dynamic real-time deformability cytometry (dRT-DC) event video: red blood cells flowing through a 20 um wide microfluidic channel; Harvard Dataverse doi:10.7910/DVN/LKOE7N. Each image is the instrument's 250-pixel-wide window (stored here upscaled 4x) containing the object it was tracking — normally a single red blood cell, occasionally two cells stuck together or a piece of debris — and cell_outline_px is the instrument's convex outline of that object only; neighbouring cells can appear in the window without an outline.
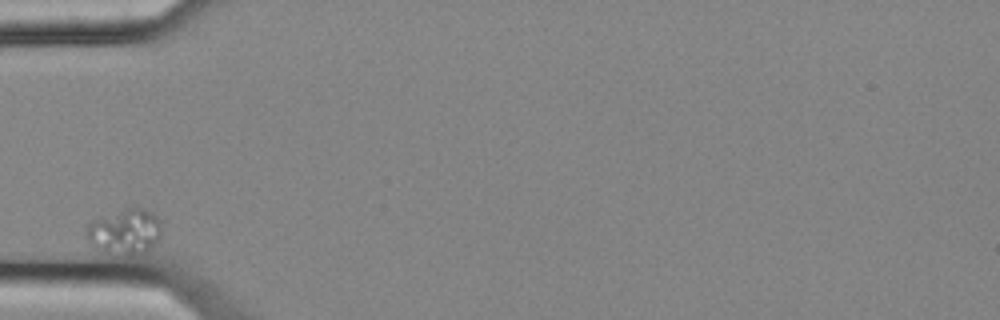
{"species": "common noctule bat (a hibernating species)", "species_latin": "Nyctalus noctula", "temperature_condition": "cold", "stored_images_in_passage": 3, "camera_frame_rate_fps": 3000, "um_per_image_px": 0.085, "animal": {"sex": "female", "body_mass_g": 25.1}, "frame": {"image": 1, "passage_image": 1, "time_ms": 0.0, "image_size_px": [1000, 320], "cell_outline_px": [[164, 232], [156, 244], [152, 248], [144, 252], [128, 256], [124, 256], [108, 252], [92, 244], [88, 240], [88, 224], [92, 220], [132, 208], [144, 208], [152, 212], [160, 220]], "centroid_in_image_um": [10.72, 19.71], "position_along_channel_um": 74.3, "area_um2": 19.65}}
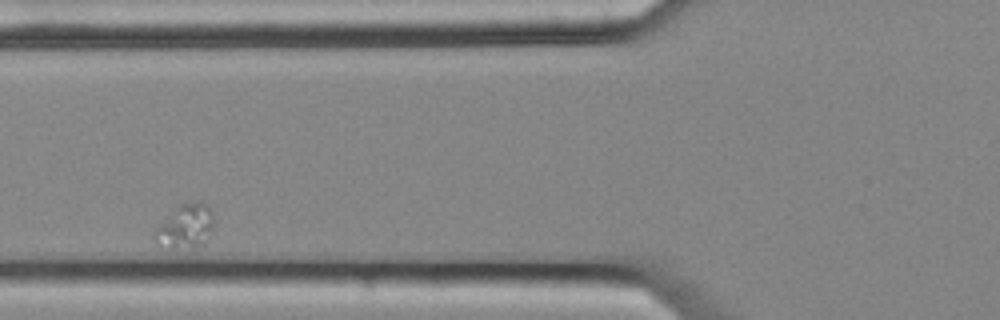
{"frame": {"image": 2, "passage_image": 2, "time_ms": 0.333, "image_size_px": [1000, 320], "cell_outline_px": [[212, 232], [208, 240], [204, 244], [196, 248], [172, 248], [156, 240], [152, 236], [156, 228], [172, 208], [180, 204], [208, 204], [212, 212]], "centroid_in_image_um": [15.78, 19.26], "position_along_channel_um": 110.0, "area_um2": 15.03}}